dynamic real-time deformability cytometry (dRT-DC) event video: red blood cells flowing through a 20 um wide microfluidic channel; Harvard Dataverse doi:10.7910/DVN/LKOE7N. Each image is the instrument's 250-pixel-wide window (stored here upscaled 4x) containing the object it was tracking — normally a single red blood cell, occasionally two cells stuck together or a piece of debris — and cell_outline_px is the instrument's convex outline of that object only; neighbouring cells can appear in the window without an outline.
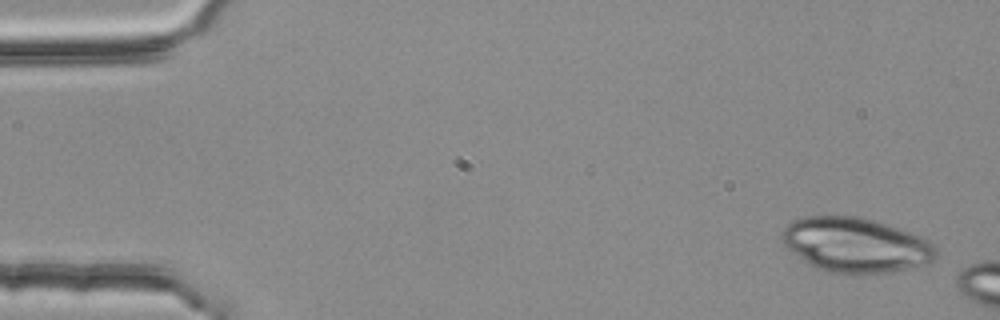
{"species": "common noctule bat (a hibernating species)", "species_latin": "Nyctalus noctula", "temperature_condition": "room temperature", "stored_images_in_passage": 4, "camera_frame_rate_fps": 3000, "um_per_image_px": 0.085, "animal": {"sex": "female", "body_mass_g": 25.1}, "frame": {"image": 1, "passage_image": 1, "time_ms": 0.0, "image_size_px": [1000, 320], "cell_outline_px": [[936, 260], [928, 264], [888, 272], [864, 276], [832, 272], [816, 268], [792, 252], [784, 244], [784, 228], [792, 220], [804, 216], [856, 216], [888, 224], [920, 236], [928, 240], [936, 248]], "centroid_in_image_um": [72.77, 20.84], "position_along_channel_um": 12.2, "area_um2": 49.19}}